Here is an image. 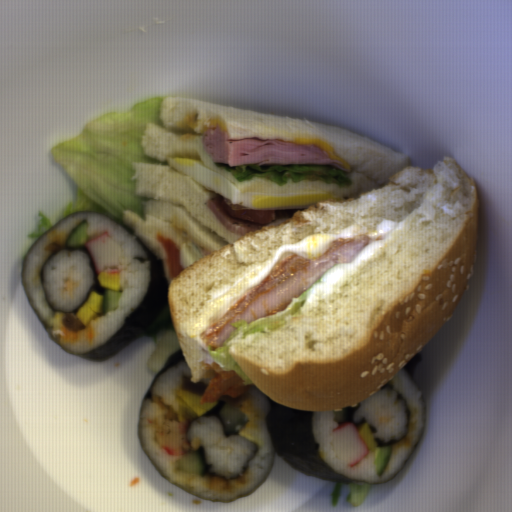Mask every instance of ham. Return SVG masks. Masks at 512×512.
Here are the masks:
<instances>
[{
  "label": "ham",
  "mask_w": 512,
  "mask_h": 512,
  "mask_svg": "<svg viewBox=\"0 0 512 512\" xmlns=\"http://www.w3.org/2000/svg\"><path fill=\"white\" fill-rule=\"evenodd\" d=\"M202 142L213 163L230 167L300 164L348 170L315 144L280 139H230L219 127L207 130Z\"/></svg>",
  "instance_id": "ham-1"
},
{
  "label": "ham",
  "mask_w": 512,
  "mask_h": 512,
  "mask_svg": "<svg viewBox=\"0 0 512 512\" xmlns=\"http://www.w3.org/2000/svg\"><path fill=\"white\" fill-rule=\"evenodd\" d=\"M190 427L175 419H167L161 428L156 430L154 437L159 447H165L174 455H185L191 450H197L196 445L189 440Z\"/></svg>",
  "instance_id": "ham-2"
},
{
  "label": "ham",
  "mask_w": 512,
  "mask_h": 512,
  "mask_svg": "<svg viewBox=\"0 0 512 512\" xmlns=\"http://www.w3.org/2000/svg\"><path fill=\"white\" fill-rule=\"evenodd\" d=\"M61 322L67 329L79 332L86 327V324L82 323L75 313L64 312Z\"/></svg>",
  "instance_id": "ham-3"
}]
</instances>
